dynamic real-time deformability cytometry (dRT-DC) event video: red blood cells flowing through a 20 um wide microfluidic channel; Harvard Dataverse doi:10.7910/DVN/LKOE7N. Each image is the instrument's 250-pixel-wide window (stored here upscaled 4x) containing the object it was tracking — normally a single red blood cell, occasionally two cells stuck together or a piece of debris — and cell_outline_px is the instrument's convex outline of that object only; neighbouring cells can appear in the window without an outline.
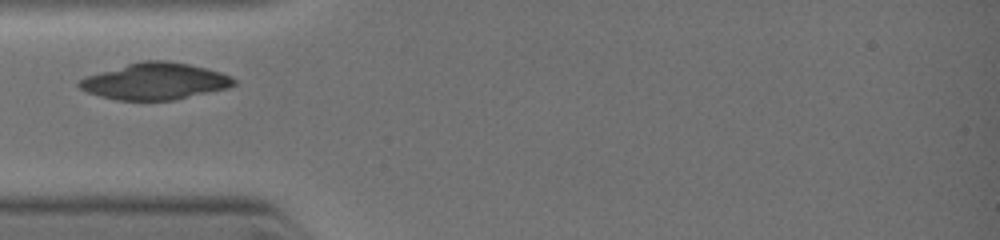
{"species": "common noctule bat (a hibernating species)", "species_latin": "Nyctalus noctula", "temperature_condition": "warm", "stored_images_in_passage": 2, "camera_frame_rate_fps": 3000, "um_per_image_px": 0.085, "animal": {"sex": "female", "body_mass_g": 19.0, "forearm_length_mm": 51.5}, "frame": {"image": 1, "passage_image": 1, "time_ms": 0.0, "image_size_px": [1000, 240], "cell_outline_px": [[236, 84], [228, 88], [176, 100], [116, 100], [100, 96], [88, 92], [80, 88], [76, 84], [80, 80], [88, 76], [140, 60], [168, 60], [188, 64], [220, 72], [232, 76], [236, 80]], "centroid_in_image_um": [13.22, 6.91], "position_along_channel_um": 71.8, "area_um2": 32.89}}